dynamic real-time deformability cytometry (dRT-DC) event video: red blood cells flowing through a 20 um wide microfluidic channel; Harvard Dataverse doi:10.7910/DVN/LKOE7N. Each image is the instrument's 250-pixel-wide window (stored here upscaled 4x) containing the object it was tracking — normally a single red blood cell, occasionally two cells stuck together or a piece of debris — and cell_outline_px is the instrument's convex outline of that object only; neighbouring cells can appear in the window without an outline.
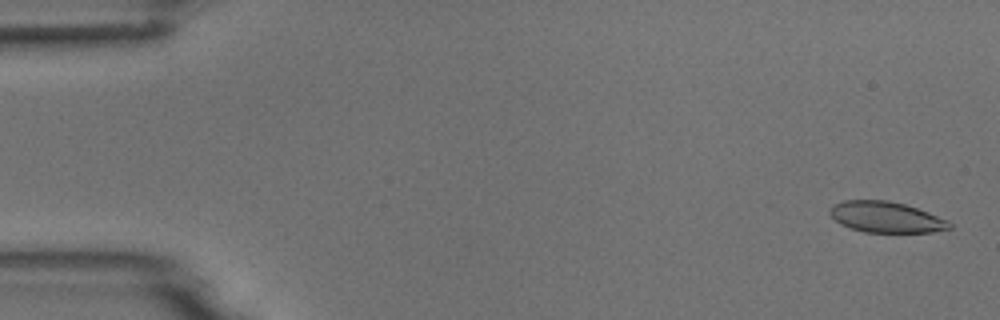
{"species": "common noctule bat (a hibernating species)", "species_latin": "Nyctalus noctula", "temperature_condition": "room temperature", "stored_images_in_passage": 5, "camera_frame_rate_fps": 3000, "um_per_image_px": 0.085, "animal": {"sex": "male", "body_mass_g": 18.8}, "frame": {"image": 1, "passage_image": 1, "time_ms": 0.0, "image_size_px": [1000, 320], "cell_outline_px": [[952, 228], [932, 232], [864, 232], [840, 224], [828, 212], [832, 204], [844, 200], [888, 200], [904, 204], [928, 212], [948, 220], [952, 224]], "centroid_in_image_um": [75.31, 18.45], "position_along_channel_um": 9.7, "area_um2": 21.5}}
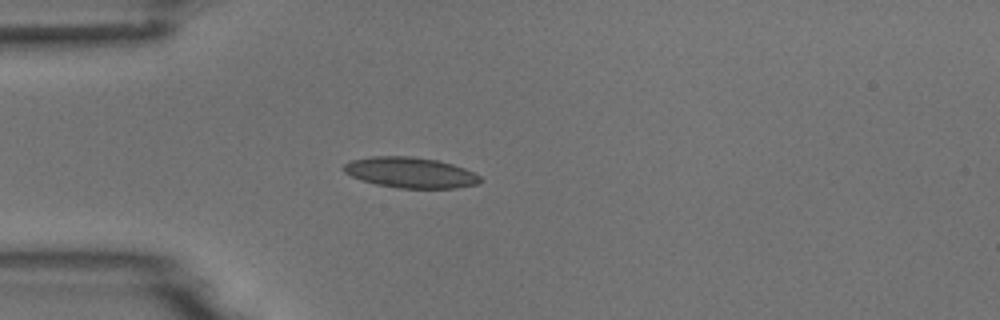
{"frame": {"image": 2, "passage_image": 4, "time_ms": 4.333, "image_size_px": [1000, 320], "cell_outline_px": [[484, 180], [476, 184], [456, 188], [400, 188], [376, 184], [360, 180], [344, 172], [340, 168], [344, 164], [352, 160], [368, 156], [412, 156], [436, 160], [452, 164], [464, 168], [480, 176]], "centroid_in_image_um": [34.85, 14.66], "position_along_channel_um": 50.1, "area_um2": 24.45}}